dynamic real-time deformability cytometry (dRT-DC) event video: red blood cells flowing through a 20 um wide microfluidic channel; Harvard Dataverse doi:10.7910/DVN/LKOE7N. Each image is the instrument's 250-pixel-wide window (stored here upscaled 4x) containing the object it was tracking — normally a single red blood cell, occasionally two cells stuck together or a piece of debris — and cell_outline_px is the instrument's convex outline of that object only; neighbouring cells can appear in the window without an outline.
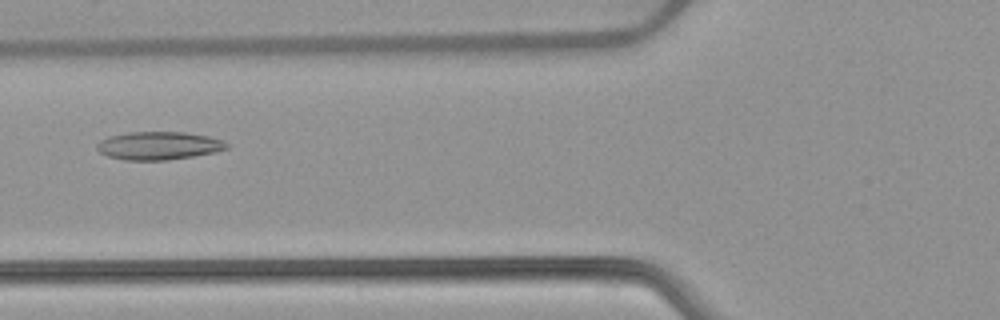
{"species": "common noctule bat (a hibernating species)", "species_latin": "Nyctalus noctula", "temperature_condition": "warm", "stored_images_in_passage": 30, "camera_frame_rate_fps": 3000, "um_per_image_px": 0.085, "animal": {"sex": "female", "body_mass_g": 22.7, "forearm_length_mm": 54.2}, "frame": {"image": 1, "passage_image": 4, "time_ms": 1.0, "image_size_px": [1000, 320], "cell_outline_px": [[228, 148], [216, 152], [168, 160], [124, 160], [108, 156], [100, 152], [96, 148], [96, 144], [100, 140], [108, 136], [128, 132], [184, 132], [208, 136], [220, 140], [228, 144]], "centroid_in_image_um": [13.45, 12.38], "position_along_channel_um": 112.3, "area_um2": 21.21}}
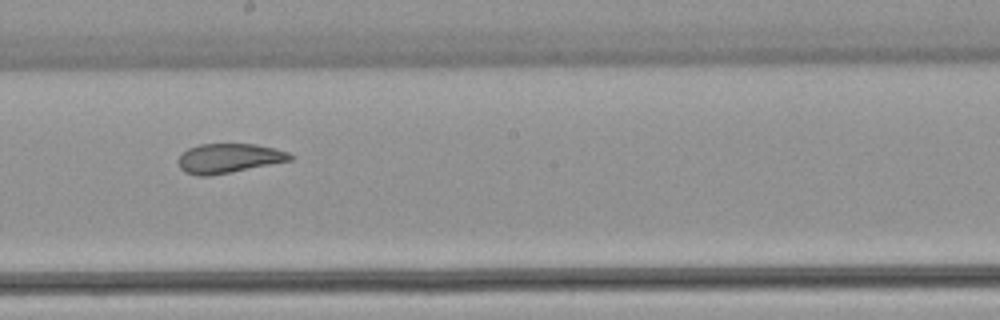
{"frame": {"image": 2, "passage_image": 13, "time_ms": 4.0, "image_size_px": [1000, 320], "cell_outline_px": [[292, 160], [208, 176], [196, 176], [184, 172], [180, 168], [180, 156], [188, 148], [200, 144], [256, 144], [276, 148], [288, 152], [292, 156]], "centroid_in_image_um": [19.45, 13.45], "position_along_channel_um": 228.7, "area_um2": 18.96}}
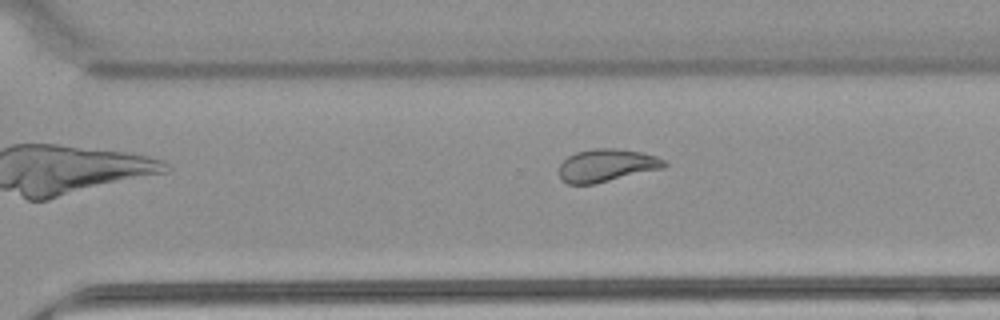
{"frame": {"image": 3, "passage_image": 20, "time_ms": 6.333, "image_size_px": [1000, 320], "cell_outline_px": [[668, 164], [664, 168], [596, 184], [568, 184], [560, 176], [560, 164], [568, 156], [576, 152], [596, 148], [612, 148], [640, 152], [656, 156], [664, 160]], "centroid_in_image_um": [51.58, 14.06], "position_along_channel_um": 319.0, "area_um2": 20.0}}